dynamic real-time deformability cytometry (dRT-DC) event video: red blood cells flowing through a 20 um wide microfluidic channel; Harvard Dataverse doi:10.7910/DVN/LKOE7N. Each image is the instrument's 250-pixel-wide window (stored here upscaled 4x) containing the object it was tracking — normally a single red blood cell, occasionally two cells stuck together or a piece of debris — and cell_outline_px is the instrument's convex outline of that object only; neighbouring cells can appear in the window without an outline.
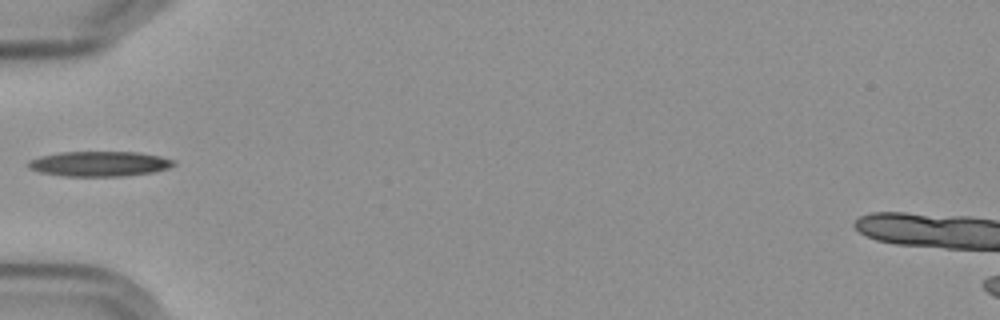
{"species": "Egyptian fruit bat (a non-hibernating species)", "species_latin": "Rousettus aegyptiacus", "temperature_condition": "cold", "stored_images_in_passage": 2, "camera_frame_rate_fps": 3000, "um_per_image_px": 0.085, "frame": {"image": 1, "passage_image": 2, "time_ms": 1.0, "image_size_px": [1000, 320], "cell_outline_px": [[176, 164], [168, 168], [152, 172], [124, 176], [64, 176], [40, 172], [28, 168], [28, 160], [40, 156], [60, 152], [140, 152], [160, 156], [172, 160]], "centroid_in_image_um": [8.43, 13.92], "position_along_channel_um": 76.6, "area_um2": 21.21}}